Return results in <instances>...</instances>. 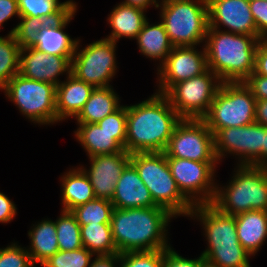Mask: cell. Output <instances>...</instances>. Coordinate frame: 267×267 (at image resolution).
<instances>
[{
    "mask_svg": "<svg viewBox=\"0 0 267 267\" xmlns=\"http://www.w3.org/2000/svg\"><path fill=\"white\" fill-rule=\"evenodd\" d=\"M182 120L165 94L127 106L125 150L129 153L164 152Z\"/></svg>",
    "mask_w": 267,
    "mask_h": 267,
    "instance_id": "6da1fadb",
    "label": "cell"
},
{
    "mask_svg": "<svg viewBox=\"0 0 267 267\" xmlns=\"http://www.w3.org/2000/svg\"><path fill=\"white\" fill-rule=\"evenodd\" d=\"M172 216L159 206L114 208L110 225L118 253L170 248L164 232Z\"/></svg>",
    "mask_w": 267,
    "mask_h": 267,
    "instance_id": "7a4b0ae2",
    "label": "cell"
},
{
    "mask_svg": "<svg viewBox=\"0 0 267 267\" xmlns=\"http://www.w3.org/2000/svg\"><path fill=\"white\" fill-rule=\"evenodd\" d=\"M205 45L208 69L222 82H244L255 69L254 36L208 28Z\"/></svg>",
    "mask_w": 267,
    "mask_h": 267,
    "instance_id": "3957f363",
    "label": "cell"
},
{
    "mask_svg": "<svg viewBox=\"0 0 267 267\" xmlns=\"http://www.w3.org/2000/svg\"><path fill=\"white\" fill-rule=\"evenodd\" d=\"M193 214L200 217L206 231L209 248L202 253L205 259L220 267H250V254L238 240L235 216L212 203L195 205L189 215Z\"/></svg>",
    "mask_w": 267,
    "mask_h": 267,
    "instance_id": "277c9868",
    "label": "cell"
},
{
    "mask_svg": "<svg viewBox=\"0 0 267 267\" xmlns=\"http://www.w3.org/2000/svg\"><path fill=\"white\" fill-rule=\"evenodd\" d=\"M130 163L138 171L157 206L165 208L174 217L191 213L194 206L178 189L164 152L132 153Z\"/></svg>",
    "mask_w": 267,
    "mask_h": 267,
    "instance_id": "5b68a950",
    "label": "cell"
},
{
    "mask_svg": "<svg viewBox=\"0 0 267 267\" xmlns=\"http://www.w3.org/2000/svg\"><path fill=\"white\" fill-rule=\"evenodd\" d=\"M236 172L225 191L217 187L212 204L232 216L251 210L267 211V168L240 164Z\"/></svg>",
    "mask_w": 267,
    "mask_h": 267,
    "instance_id": "8992f818",
    "label": "cell"
},
{
    "mask_svg": "<svg viewBox=\"0 0 267 267\" xmlns=\"http://www.w3.org/2000/svg\"><path fill=\"white\" fill-rule=\"evenodd\" d=\"M255 104L244 82H222L202 120L213 134L227 127L247 126L255 122Z\"/></svg>",
    "mask_w": 267,
    "mask_h": 267,
    "instance_id": "52a82bcc",
    "label": "cell"
},
{
    "mask_svg": "<svg viewBox=\"0 0 267 267\" xmlns=\"http://www.w3.org/2000/svg\"><path fill=\"white\" fill-rule=\"evenodd\" d=\"M196 1L174 0L162 3L161 22L174 47H195L207 36L209 28L207 0Z\"/></svg>",
    "mask_w": 267,
    "mask_h": 267,
    "instance_id": "ba28073f",
    "label": "cell"
},
{
    "mask_svg": "<svg viewBox=\"0 0 267 267\" xmlns=\"http://www.w3.org/2000/svg\"><path fill=\"white\" fill-rule=\"evenodd\" d=\"M2 89L20 111L41 124L57 122L56 86L16 74Z\"/></svg>",
    "mask_w": 267,
    "mask_h": 267,
    "instance_id": "9c48e42d",
    "label": "cell"
},
{
    "mask_svg": "<svg viewBox=\"0 0 267 267\" xmlns=\"http://www.w3.org/2000/svg\"><path fill=\"white\" fill-rule=\"evenodd\" d=\"M213 78L218 84L212 82ZM220 85L218 76L208 69L201 75L176 83L165 95L182 119H202Z\"/></svg>",
    "mask_w": 267,
    "mask_h": 267,
    "instance_id": "30bf717a",
    "label": "cell"
},
{
    "mask_svg": "<svg viewBox=\"0 0 267 267\" xmlns=\"http://www.w3.org/2000/svg\"><path fill=\"white\" fill-rule=\"evenodd\" d=\"M166 157L197 162H217L214 134L202 119H182L164 151Z\"/></svg>",
    "mask_w": 267,
    "mask_h": 267,
    "instance_id": "8fae6325",
    "label": "cell"
},
{
    "mask_svg": "<svg viewBox=\"0 0 267 267\" xmlns=\"http://www.w3.org/2000/svg\"><path fill=\"white\" fill-rule=\"evenodd\" d=\"M78 44L79 41L72 57L71 73L94 88L109 86L116 70V42L104 38L89 44L79 53Z\"/></svg>",
    "mask_w": 267,
    "mask_h": 267,
    "instance_id": "7c38bea8",
    "label": "cell"
},
{
    "mask_svg": "<svg viewBox=\"0 0 267 267\" xmlns=\"http://www.w3.org/2000/svg\"><path fill=\"white\" fill-rule=\"evenodd\" d=\"M167 162L178 189L193 206L212 203L217 189L212 182L215 162H197L174 157H167ZM195 193H200L202 197L194 200Z\"/></svg>",
    "mask_w": 267,
    "mask_h": 267,
    "instance_id": "4fadbf2b",
    "label": "cell"
},
{
    "mask_svg": "<svg viewBox=\"0 0 267 267\" xmlns=\"http://www.w3.org/2000/svg\"><path fill=\"white\" fill-rule=\"evenodd\" d=\"M264 125L256 122L243 127H227L214 134V150L217 160L224 152L236 153L244 159L241 165L262 167Z\"/></svg>",
    "mask_w": 267,
    "mask_h": 267,
    "instance_id": "5bb4252c",
    "label": "cell"
},
{
    "mask_svg": "<svg viewBox=\"0 0 267 267\" xmlns=\"http://www.w3.org/2000/svg\"><path fill=\"white\" fill-rule=\"evenodd\" d=\"M194 46L173 47L159 68L160 89L166 94L176 83L201 75L208 70L206 49L203 53L194 50Z\"/></svg>",
    "mask_w": 267,
    "mask_h": 267,
    "instance_id": "9a60e30c",
    "label": "cell"
},
{
    "mask_svg": "<svg viewBox=\"0 0 267 267\" xmlns=\"http://www.w3.org/2000/svg\"><path fill=\"white\" fill-rule=\"evenodd\" d=\"M209 28L227 26L231 33L260 37L251 13L249 0H207Z\"/></svg>",
    "mask_w": 267,
    "mask_h": 267,
    "instance_id": "2e32d148",
    "label": "cell"
},
{
    "mask_svg": "<svg viewBox=\"0 0 267 267\" xmlns=\"http://www.w3.org/2000/svg\"><path fill=\"white\" fill-rule=\"evenodd\" d=\"M72 57L47 55L34 47L23 48L19 52V74L28 79L51 83L57 87L60 84L57 80L60 73L66 71L68 74L71 73Z\"/></svg>",
    "mask_w": 267,
    "mask_h": 267,
    "instance_id": "e0dca14e",
    "label": "cell"
},
{
    "mask_svg": "<svg viewBox=\"0 0 267 267\" xmlns=\"http://www.w3.org/2000/svg\"><path fill=\"white\" fill-rule=\"evenodd\" d=\"M130 155L126 150L115 154L95 155L90 158L91 168L84 173L92 184L95 198L112 199L116 183L122 171L130 163Z\"/></svg>",
    "mask_w": 267,
    "mask_h": 267,
    "instance_id": "ac0fdd59",
    "label": "cell"
},
{
    "mask_svg": "<svg viewBox=\"0 0 267 267\" xmlns=\"http://www.w3.org/2000/svg\"><path fill=\"white\" fill-rule=\"evenodd\" d=\"M111 202L114 208L119 209L157 206L131 163L122 171Z\"/></svg>",
    "mask_w": 267,
    "mask_h": 267,
    "instance_id": "d6986e66",
    "label": "cell"
},
{
    "mask_svg": "<svg viewBox=\"0 0 267 267\" xmlns=\"http://www.w3.org/2000/svg\"><path fill=\"white\" fill-rule=\"evenodd\" d=\"M76 138L90 157L115 154L125 150L126 133H108L97 123H78Z\"/></svg>",
    "mask_w": 267,
    "mask_h": 267,
    "instance_id": "ffe728a7",
    "label": "cell"
},
{
    "mask_svg": "<svg viewBox=\"0 0 267 267\" xmlns=\"http://www.w3.org/2000/svg\"><path fill=\"white\" fill-rule=\"evenodd\" d=\"M76 6L62 19L48 22L40 30L36 43L32 46L47 55L74 56L78 40H72L63 28L72 19Z\"/></svg>",
    "mask_w": 267,
    "mask_h": 267,
    "instance_id": "44dd1931",
    "label": "cell"
},
{
    "mask_svg": "<svg viewBox=\"0 0 267 267\" xmlns=\"http://www.w3.org/2000/svg\"><path fill=\"white\" fill-rule=\"evenodd\" d=\"M68 80L56 87L57 121L67 117H76L88 101L94 87L78 79L72 73Z\"/></svg>",
    "mask_w": 267,
    "mask_h": 267,
    "instance_id": "7402d4cb",
    "label": "cell"
},
{
    "mask_svg": "<svg viewBox=\"0 0 267 267\" xmlns=\"http://www.w3.org/2000/svg\"><path fill=\"white\" fill-rule=\"evenodd\" d=\"M240 244L254 255L267 237V211L251 210L235 215Z\"/></svg>",
    "mask_w": 267,
    "mask_h": 267,
    "instance_id": "603a6c76",
    "label": "cell"
},
{
    "mask_svg": "<svg viewBox=\"0 0 267 267\" xmlns=\"http://www.w3.org/2000/svg\"><path fill=\"white\" fill-rule=\"evenodd\" d=\"M113 28L111 35L106 38L116 42L119 38H136L146 21L144 9L120 3L108 17Z\"/></svg>",
    "mask_w": 267,
    "mask_h": 267,
    "instance_id": "cb8c5ba5",
    "label": "cell"
},
{
    "mask_svg": "<svg viewBox=\"0 0 267 267\" xmlns=\"http://www.w3.org/2000/svg\"><path fill=\"white\" fill-rule=\"evenodd\" d=\"M118 100L111 86L94 88L88 101L76 116L77 122L98 123L120 107Z\"/></svg>",
    "mask_w": 267,
    "mask_h": 267,
    "instance_id": "d4e9b609",
    "label": "cell"
},
{
    "mask_svg": "<svg viewBox=\"0 0 267 267\" xmlns=\"http://www.w3.org/2000/svg\"><path fill=\"white\" fill-rule=\"evenodd\" d=\"M66 174L62 177L64 211H71L95 199L92 184L83 169H73Z\"/></svg>",
    "mask_w": 267,
    "mask_h": 267,
    "instance_id": "484cf974",
    "label": "cell"
},
{
    "mask_svg": "<svg viewBox=\"0 0 267 267\" xmlns=\"http://www.w3.org/2000/svg\"><path fill=\"white\" fill-rule=\"evenodd\" d=\"M31 239L30 254L32 263H43L59 251L56 224L51 220L38 223L32 231L28 232Z\"/></svg>",
    "mask_w": 267,
    "mask_h": 267,
    "instance_id": "4316f807",
    "label": "cell"
},
{
    "mask_svg": "<svg viewBox=\"0 0 267 267\" xmlns=\"http://www.w3.org/2000/svg\"><path fill=\"white\" fill-rule=\"evenodd\" d=\"M136 39L141 53L150 58H162L161 63L174 47L162 22L151 26L146 20Z\"/></svg>",
    "mask_w": 267,
    "mask_h": 267,
    "instance_id": "83f0119b",
    "label": "cell"
},
{
    "mask_svg": "<svg viewBox=\"0 0 267 267\" xmlns=\"http://www.w3.org/2000/svg\"><path fill=\"white\" fill-rule=\"evenodd\" d=\"M83 247L96 255L117 254L110 223L80 225Z\"/></svg>",
    "mask_w": 267,
    "mask_h": 267,
    "instance_id": "f1b7e54d",
    "label": "cell"
},
{
    "mask_svg": "<svg viewBox=\"0 0 267 267\" xmlns=\"http://www.w3.org/2000/svg\"><path fill=\"white\" fill-rule=\"evenodd\" d=\"M20 17H39L55 22L65 17L75 6L71 0H17Z\"/></svg>",
    "mask_w": 267,
    "mask_h": 267,
    "instance_id": "f546056e",
    "label": "cell"
},
{
    "mask_svg": "<svg viewBox=\"0 0 267 267\" xmlns=\"http://www.w3.org/2000/svg\"><path fill=\"white\" fill-rule=\"evenodd\" d=\"M20 49L13 34L0 37V89L19 73Z\"/></svg>",
    "mask_w": 267,
    "mask_h": 267,
    "instance_id": "4dcf8cb0",
    "label": "cell"
},
{
    "mask_svg": "<svg viewBox=\"0 0 267 267\" xmlns=\"http://www.w3.org/2000/svg\"><path fill=\"white\" fill-rule=\"evenodd\" d=\"M114 206L110 200L95 198L71 210L79 225L111 223Z\"/></svg>",
    "mask_w": 267,
    "mask_h": 267,
    "instance_id": "1f68e13d",
    "label": "cell"
},
{
    "mask_svg": "<svg viewBox=\"0 0 267 267\" xmlns=\"http://www.w3.org/2000/svg\"><path fill=\"white\" fill-rule=\"evenodd\" d=\"M60 251H72L83 247L80 225L71 211H62L55 222Z\"/></svg>",
    "mask_w": 267,
    "mask_h": 267,
    "instance_id": "d6a6232c",
    "label": "cell"
},
{
    "mask_svg": "<svg viewBox=\"0 0 267 267\" xmlns=\"http://www.w3.org/2000/svg\"><path fill=\"white\" fill-rule=\"evenodd\" d=\"M22 21L9 34H13L21 49L32 47L39 34V30L48 23L44 18L19 17Z\"/></svg>",
    "mask_w": 267,
    "mask_h": 267,
    "instance_id": "836d02e7",
    "label": "cell"
},
{
    "mask_svg": "<svg viewBox=\"0 0 267 267\" xmlns=\"http://www.w3.org/2000/svg\"><path fill=\"white\" fill-rule=\"evenodd\" d=\"M92 252L82 247L72 251H57L41 265L43 267H89Z\"/></svg>",
    "mask_w": 267,
    "mask_h": 267,
    "instance_id": "e575fe53",
    "label": "cell"
},
{
    "mask_svg": "<svg viewBox=\"0 0 267 267\" xmlns=\"http://www.w3.org/2000/svg\"><path fill=\"white\" fill-rule=\"evenodd\" d=\"M165 250L119 253L121 267H162Z\"/></svg>",
    "mask_w": 267,
    "mask_h": 267,
    "instance_id": "d590c367",
    "label": "cell"
},
{
    "mask_svg": "<svg viewBox=\"0 0 267 267\" xmlns=\"http://www.w3.org/2000/svg\"><path fill=\"white\" fill-rule=\"evenodd\" d=\"M0 267H34L28 250L16 244L0 249Z\"/></svg>",
    "mask_w": 267,
    "mask_h": 267,
    "instance_id": "8d00e7d4",
    "label": "cell"
},
{
    "mask_svg": "<svg viewBox=\"0 0 267 267\" xmlns=\"http://www.w3.org/2000/svg\"><path fill=\"white\" fill-rule=\"evenodd\" d=\"M97 124L108 133H126L127 106H120Z\"/></svg>",
    "mask_w": 267,
    "mask_h": 267,
    "instance_id": "74e56055",
    "label": "cell"
},
{
    "mask_svg": "<svg viewBox=\"0 0 267 267\" xmlns=\"http://www.w3.org/2000/svg\"><path fill=\"white\" fill-rule=\"evenodd\" d=\"M251 13L254 18L255 25L260 40L267 39V1L249 0Z\"/></svg>",
    "mask_w": 267,
    "mask_h": 267,
    "instance_id": "f35d334b",
    "label": "cell"
},
{
    "mask_svg": "<svg viewBox=\"0 0 267 267\" xmlns=\"http://www.w3.org/2000/svg\"><path fill=\"white\" fill-rule=\"evenodd\" d=\"M162 267H201V256L198 259H186L168 248L164 255Z\"/></svg>",
    "mask_w": 267,
    "mask_h": 267,
    "instance_id": "ab89813d",
    "label": "cell"
},
{
    "mask_svg": "<svg viewBox=\"0 0 267 267\" xmlns=\"http://www.w3.org/2000/svg\"><path fill=\"white\" fill-rule=\"evenodd\" d=\"M256 100H267V77L254 72L244 81Z\"/></svg>",
    "mask_w": 267,
    "mask_h": 267,
    "instance_id": "60d3db41",
    "label": "cell"
},
{
    "mask_svg": "<svg viewBox=\"0 0 267 267\" xmlns=\"http://www.w3.org/2000/svg\"><path fill=\"white\" fill-rule=\"evenodd\" d=\"M254 73L267 77V42L260 40L256 49Z\"/></svg>",
    "mask_w": 267,
    "mask_h": 267,
    "instance_id": "b9f144b4",
    "label": "cell"
},
{
    "mask_svg": "<svg viewBox=\"0 0 267 267\" xmlns=\"http://www.w3.org/2000/svg\"><path fill=\"white\" fill-rule=\"evenodd\" d=\"M14 15L20 17L17 0H0V25Z\"/></svg>",
    "mask_w": 267,
    "mask_h": 267,
    "instance_id": "7bdbcfd3",
    "label": "cell"
},
{
    "mask_svg": "<svg viewBox=\"0 0 267 267\" xmlns=\"http://www.w3.org/2000/svg\"><path fill=\"white\" fill-rule=\"evenodd\" d=\"M16 214L14 203L0 192V222L6 223L11 221Z\"/></svg>",
    "mask_w": 267,
    "mask_h": 267,
    "instance_id": "ee69618b",
    "label": "cell"
},
{
    "mask_svg": "<svg viewBox=\"0 0 267 267\" xmlns=\"http://www.w3.org/2000/svg\"><path fill=\"white\" fill-rule=\"evenodd\" d=\"M255 122L267 127V100H256Z\"/></svg>",
    "mask_w": 267,
    "mask_h": 267,
    "instance_id": "f6af8a7d",
    "label": "cell"
},
{
    "mask_svg": "<svg viewBox=\"0 0 267 267\" xmlns=\"http://www.w3.org/2000/svg\"><path fill=\"white\" fill-rule=\"evenodd\" d=\"M119 261V253L114 255H99L89 267H114V262Z\"/></svg>",
    "mask_w": 267,
    "mask_h": 267,
    "instance_id": "bcb514c9",
    "label": "cell"
},
{
    "mask_svg": "<svg viewBox=\"0 0 267 267\" xmlns=\"http://www.w3.org/2000/svg\"><path fill=\"white\" fill-rule=\"evenodd\" d=\"M122 4L129 5V6H135L142 9H146L148 5L154 4L155 7H159V4L156 3V0H126L125 2H122Z\"/></svg>",
    "mask_w": 267,
    "mask_h": 267,
    "instance_id": "7dc6e473",
    "label": "cell"
},
{
    "mask_svg": "<svg viewBox=\"0 0 267 267\" xmlns=\"http://www.w3.org/2000/svg\"><path fill=\"white\" fill-rule=\"evenodd\" d=\"M262 167L267 168V127L264 126V146L262 148Z\"/></svg>",
    "mask_w": 267,
    "mask_h": 267,
    "instance_id": "c3c4849f",
    "label": "cell"
},
{
    "mask_svg": "<svg viewBox=\"0 0 267 267\" xmlns=\"http://www.w3.org/2000/svg\"><path fill=\"white\" fill-rule=\"evenodd\" d=\"M201 267H220L217 266L216 264L208 261L207 259H205L202 255H201Z\"/></svg>",
    "mask_w": 267,
    "mask_h": 267,
    "instance_id": "681fc988",
    "label": "cell"
},
{
    "mask_svg": "<svg viewBox=\"0 0 267 267\" xmlns=\"http://www.w3.org/2000/svg\"><path fill=\"white\" fill-rule=\"evenodd\" d=\"M170 1H174V0H163L162 3H166V2H170Z\"/></svg>",
    "mask_w": 267,
    "mask_h": 267,
    "instance_id": "f907efd6",
    "label": "cell"
}]
</instances>
